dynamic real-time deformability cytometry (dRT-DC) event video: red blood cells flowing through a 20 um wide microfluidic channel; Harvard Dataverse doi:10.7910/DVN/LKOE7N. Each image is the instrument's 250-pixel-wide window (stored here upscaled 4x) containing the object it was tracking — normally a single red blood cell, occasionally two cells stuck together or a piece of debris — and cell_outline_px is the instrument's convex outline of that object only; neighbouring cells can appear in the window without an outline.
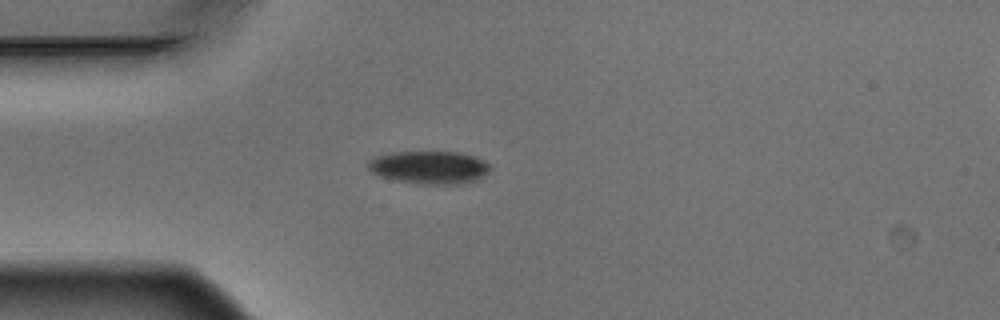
{"species": "Egyptian fruit bat (a non-hibernating species)", "species_latin": "Rousettus aegyptiacus", "temperature_condition": "warm", "stored_images_in_passage": 4, "camera_frame_rate_fps": 3000, "um_per_image_px": 0.085, "animal": {"sex": "male"}, "frame": {"image": 1, "passage_image": 4, "time_ms": 1.0, "image_size_px": [1000, 320], "cell_outline_px": [[488, 172], [476, 180], [460, 184], [424, 184], [396, 180], [372, 172], [368, 168], [368, 164], [376, 156], [392, 152], [460, 152], [476, 156], [484, 160], [488, 164]], "centroid_in_image_um": [36.53, 14.22], "position_along_channel_um": 48.5, "area_um2": 23.06}}